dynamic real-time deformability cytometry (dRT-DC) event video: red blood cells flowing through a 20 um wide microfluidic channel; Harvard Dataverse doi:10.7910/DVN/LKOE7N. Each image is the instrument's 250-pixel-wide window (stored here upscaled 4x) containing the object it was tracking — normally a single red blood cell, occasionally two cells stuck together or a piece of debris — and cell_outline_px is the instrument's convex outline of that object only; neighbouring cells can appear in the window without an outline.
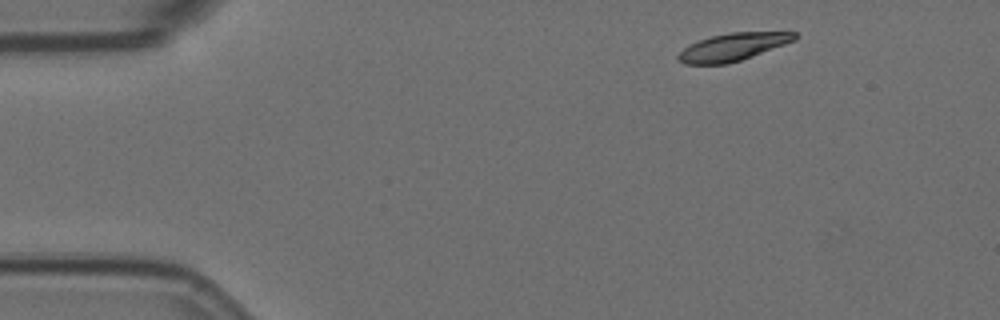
{"species": "Egyptian fruit bat (a non-hibernating species)", "species_latin": "Rousettus aegyptiacus", "temperature_condition": "room temperature", "stored_images_in_passage": 7, "camera_frame_rate_fps": 3000, "um_per_image_px": 0.085, "animal": {"sex": "female"}, "frame": {"image": 1, "passage_image": 1, "time_ms": 0.0, "image_size_px": [1000, 320], "cell_outline_px": [[800, 36], [796, 40], [752, 56], [728, 64], [684, 64], [676, 56], [688, 44], [712, 36], [732, 32], [796, 32]], "centroid_in_image_um": [62.31, 3.99], "position_along_channel_um": 22.7, "area_um2": 18.61}}
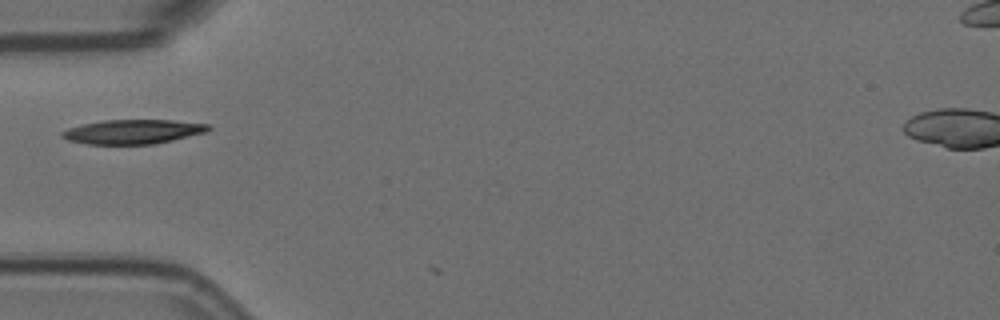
{"frame": {"image": 2, "passage_image": 4, "time_ms": 1.0, "image_size_px": [1000, 320], "cell_outline_px": [[212, 128], [208, 132], [156, 144], [88, 144], [68, 140], [60, 136], [60, 132], [68, 128], [84, 124], [104, 120], [172, 120], [212, 124]], "centroid_in_image_um": [11.36, 11.19], "position_along_channel_um": 73.6, "area_um2": 20.92}}